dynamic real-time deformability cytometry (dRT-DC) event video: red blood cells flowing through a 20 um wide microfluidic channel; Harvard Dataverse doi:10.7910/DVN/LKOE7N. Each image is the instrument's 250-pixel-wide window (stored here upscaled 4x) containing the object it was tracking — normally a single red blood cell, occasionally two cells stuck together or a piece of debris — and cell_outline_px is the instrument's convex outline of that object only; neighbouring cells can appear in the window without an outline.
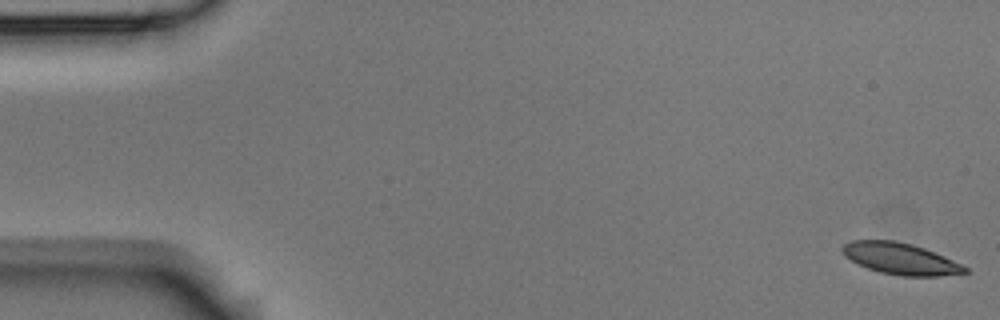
{"species": "Egyptian fruit bat (a non-hibernating species)", "species_latin": "Rousettus aegyptiacus", "temperature_condition": "room temperature", "stored_images_in_passage": 54, "camera_frame_rate_fps": 3000, "um_per_image_px": 0.085, "animal": {"sex": "male"}, "frame": {"image": 1, "passage_image": 1, "time_ms": 0.0, "image_size_px": [1000, 320], "cell_outline_px": [[968, 272], [940, 276], [900, 276], [880, 272], [868, 268], [844, 256], [840, 248], [844, 244], [852, 240], [896, 240], [912, 244], [924, 248], [952, 260], [968, 268]], "centroid_in_image_um": [76.51, 21.98], "position_along_channel_um": 8.5, "area_um2": 22.31}}
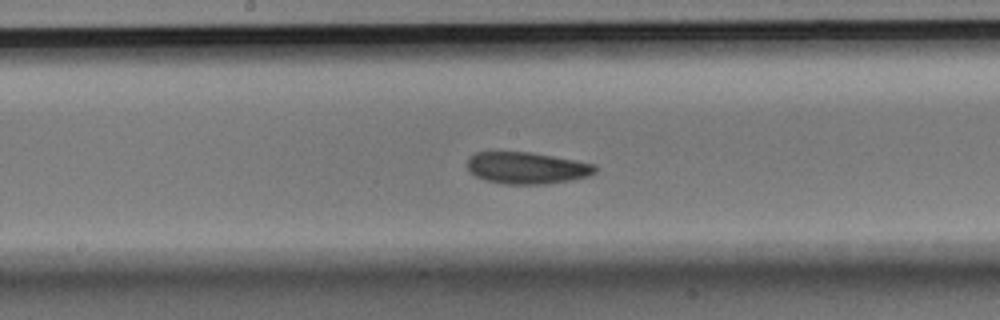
{"frame": {"image": 2, "passage_image": 28, "time_ms": 9.0, "image_size_px": [1000, 320], "cell_outline_px": [[596, 172], [588, 176], [572, 180], [548, 184], [504, 184], [484, 180], [476, 176], [468, 168], [468, 156], [476, 152], [532, 152], [596, 164]], "centroid_in_image_um": [44.79, 14.28], "position_along_channel_um": 203.4, "area_um2": 23.76}}
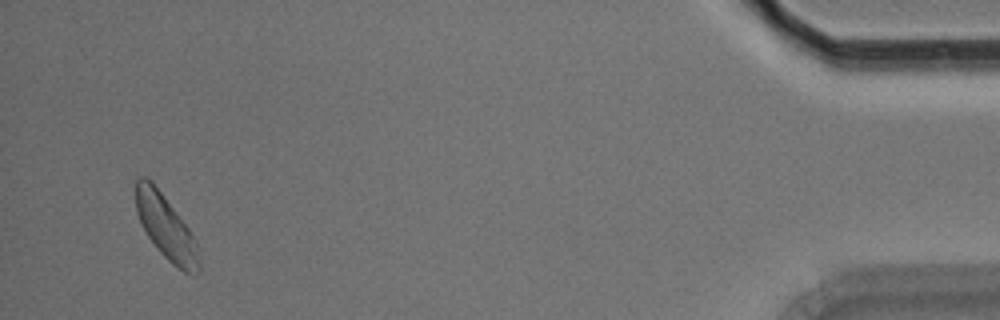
{"frame": {"image": 3, "passage_image": 52, "time_ms": 17.0, "image_size_px": [1000, 320], "cell_outline_px": [[200, 268], [196, 272], [184, 272], [176, 268], [160, 252], [148, 236], [136, 212], [136, 180], [140, 176], [144, 176], [152, 180], [188, 228], [196, 244], [200, 264]], "centroid_in_image_um": [14.08, 19.29], "position_along_channel_um": 421.1, "area_um2": 23.06}, "authors_computed_cell_mechanics": {"area_um2": 23.2645, "velocity_mm_per_s": 3.7055, "shape_relaxation_time_tau1_ms": 2.6257, "shape_relaxation_time_tau2_ms": 5.3892, "deformation_change_tau1": 0.0785, "deformation_change_tau2": 0.1028}}